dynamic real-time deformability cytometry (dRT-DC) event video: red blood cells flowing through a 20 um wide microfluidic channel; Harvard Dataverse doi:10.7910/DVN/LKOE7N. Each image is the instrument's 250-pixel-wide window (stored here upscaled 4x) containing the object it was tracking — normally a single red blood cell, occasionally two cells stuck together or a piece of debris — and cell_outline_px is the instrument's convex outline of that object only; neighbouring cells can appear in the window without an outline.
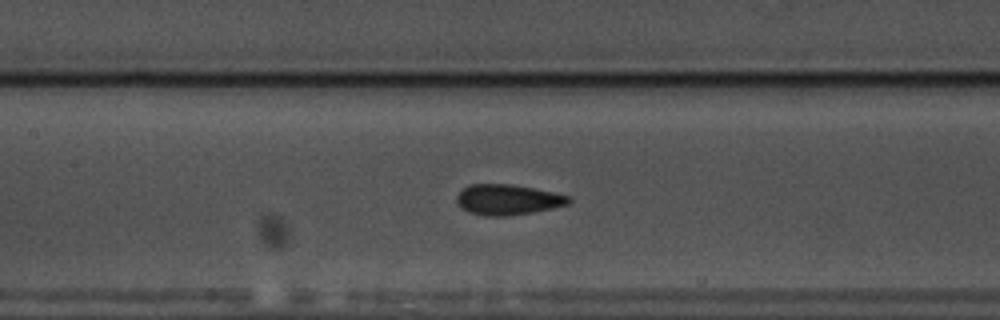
{"species": "common noctule bat (a hibernating species)", "species_latin": "Nyctalus noctula", "temperature_condition": "warm", "stored_images_in_passage": 59, "camera_frame_rate_fps": 3000, "um_per_image_px": 0.085, "animal": {"sex": "male", "body_mass_g": 17.5, "forearm_length_mm": 52.3}, "frame": {"image": 1, "passage_image": 28, "time_ms": 9.0, "image_size_px": [1000, 320], "cell_outline_px": [[572, 200], [568, 204], [552, 208], [532, 212], [508, 216], [484, 216], [468, 212], [460, 208], [456, 204], [456, 196], [468, 184], [512, 184], [552, 192], [568, 196]], "centroid_in_image_um": [43.1, 16.98], "position_along_channel_um": 164.3, "area_um2": 19.94}}
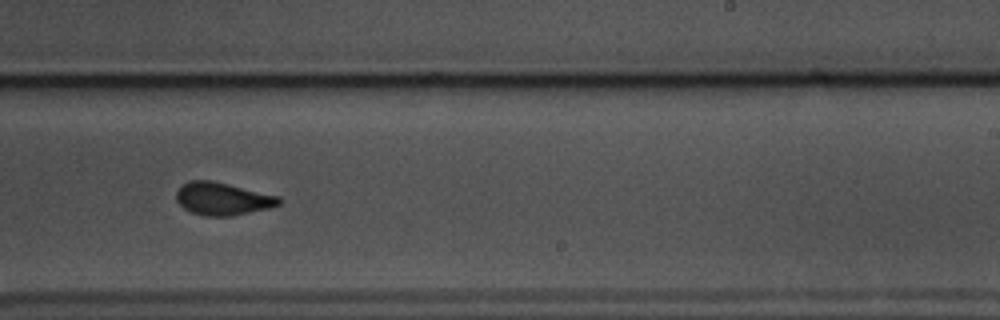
{"frame": {"image": 2, "passage_image": 37, "time_ms": 12.0, "image_size_px": [1000, 320], "cell_outline_px": [[284, 200], [280, 204], [268, 208], [232, 216], [204, 216], [192, 212], [184, 208], [176, 200], [176, 192], [188, 180], [212, 180], [280, 196]], "centroid_in_image_um": [18.94, 16.89], "position_along_channel_um": 270.1, "area_um2": 19.59}}
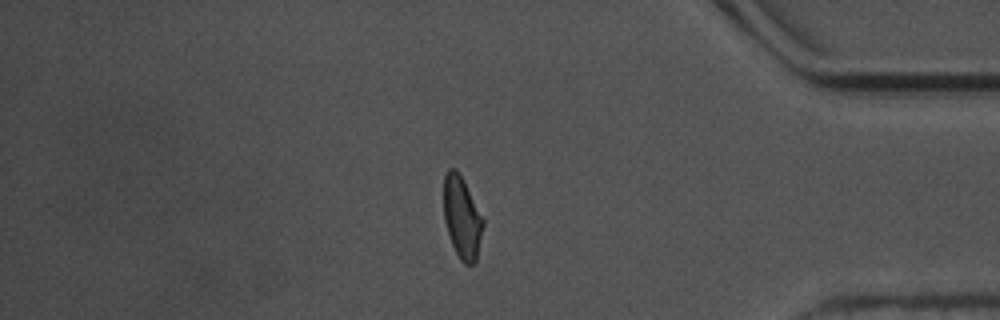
{"frame": {"image": 3, "passage_image": 50, "time_ms": 16.333, "image_size_px": [1000, 320], "cell_outline_px": [[484, 224], [476, 260], [472, 264], [464, 264], [460, 260], [452, 244], [444, 220], [444, 176], [448, 168], [456, 168], [464, 180], [484, 220]], "centroid_in_image_um": [39.27, 18.47], "position_along_channel_um": 395.9, "area_um2": 18.73}, "authors_computed_cell_mechanics": {"area_um2": 19.5364, "velocity_mm_per_s": 3.5425, "shape_relaxation_time_tau1_ms": 4.5194, "shape_relaxation_time_tau2_ms": 0.8648, "deformation_change_tau1": 0.1243, "deformation_change_tau2": 0.0455}}